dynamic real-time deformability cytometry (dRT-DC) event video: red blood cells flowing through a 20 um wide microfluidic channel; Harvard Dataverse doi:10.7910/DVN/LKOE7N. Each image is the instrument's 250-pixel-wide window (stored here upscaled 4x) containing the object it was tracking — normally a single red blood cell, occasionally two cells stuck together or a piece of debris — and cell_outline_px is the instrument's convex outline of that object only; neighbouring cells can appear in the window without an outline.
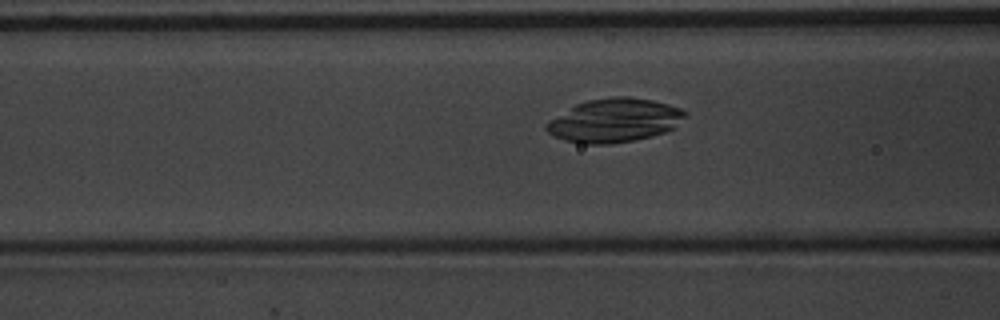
{"species": "common noctule bat (a hibernating species)", "species_latin": "Nyctalus noctula", "temperature_condition": "warm", "stored_images_in_passage": 27, "camera_frame_rate_fps": 3000, "um_per_image_px": 0.085, "animal": {"sex": "male", "body_mass_g": 20.1, "forearm_length_mm": 53.5}, "frame": {"image": 1, "passage_image": 4, "time_ms": 1.0, "image_size_px": [1000, 320], "cell_outline_px": [[688, 116], [672, 128], [664, 132], [652, 136], [612, 144], [584, 144], [564, 140], [548, 132], [544, 128], [544, 124], [548, 120], [576, 104], [588, 100], [612, 96], [628, 96], [652, 100], [668, 104], [680, 108], [688, 112]], "centroid_in_image_um": [52.22, 10.22], "position_along_channel_um": 114.4, "area_um2": 35.37}}
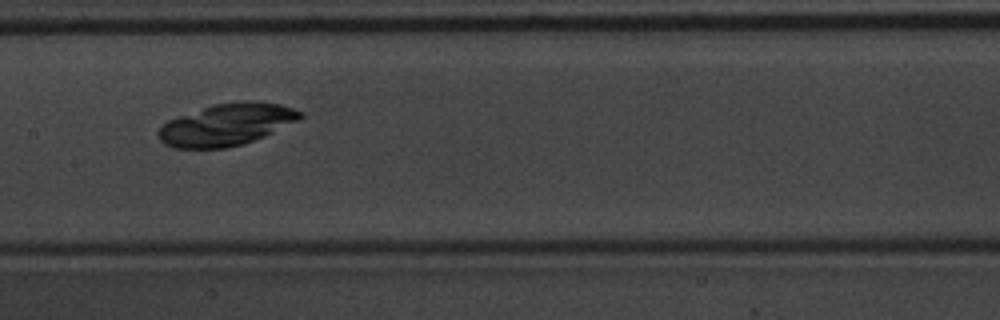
{"frame": {"image": 2, "passage_image": 10, "time_ms": 3.0, "image_size_px": [1000, 320], "cell_outline_px": [[304, 116], [300, 120], [264, 136], [244, 144], [228, 148], [172, 148], [164, 144], [160, 140], [156, 132], [160, 124], [168, 120], [212, 104], [244, 100], [280, 104], [304, 112]], "centroid_in_image_um": [19.25, 10.59], "position_along_channel_um": 188.2, "area_um2": 34.97}}
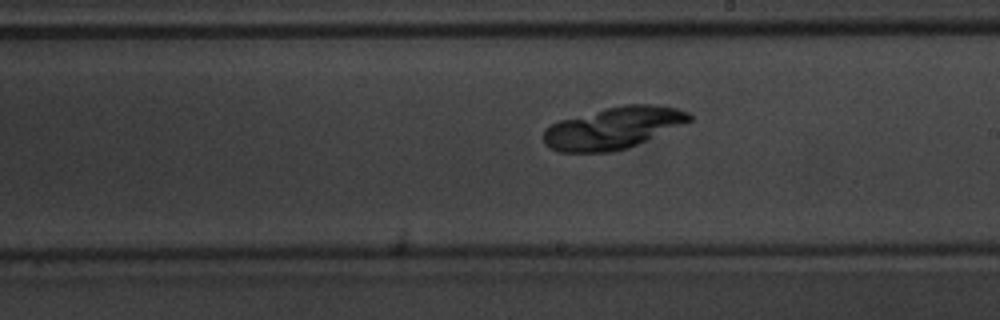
{"frame": {"image": 3, "passage_image": 14, "time_ms": 4.333, "image_size_px": [1000, 320], "cell_outline_px": [[692, 120], [628, 148], [612, 152], [560, 152], [544, 144], [544, 132], [552, 124], [560, 120], [624, 104], [652, 104], [676, 108], [688, 112], [692, 116]], "centroid_in_image_um": [52.14, 10.88], "position_along_channel_um": 236.9, "area_um2": 35.03}}